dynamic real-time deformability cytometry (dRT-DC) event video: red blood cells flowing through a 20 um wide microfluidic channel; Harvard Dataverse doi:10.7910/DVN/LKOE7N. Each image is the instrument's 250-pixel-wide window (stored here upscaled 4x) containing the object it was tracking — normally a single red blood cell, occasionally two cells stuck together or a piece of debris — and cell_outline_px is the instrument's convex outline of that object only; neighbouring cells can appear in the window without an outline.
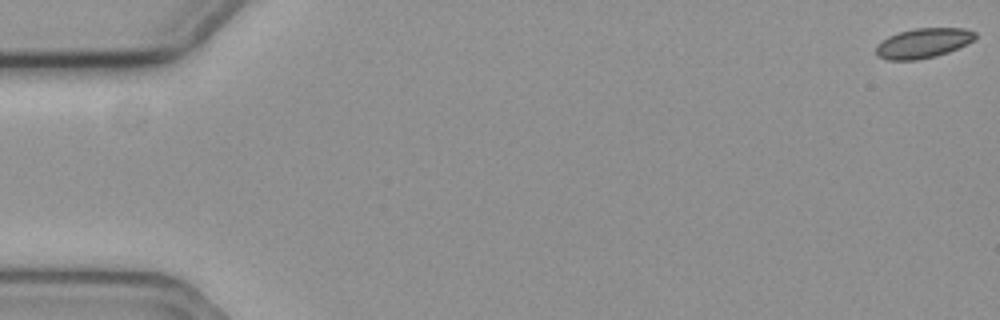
{"species": "common noctule bat (a hibernating species)", "species_latin": "Nyctalus noctula", "temperature_condition": "cold", "stored_images_in_passage": 20, "camera_frame_rate_fps": 3000, "um_per_image_px": 0.085, "animal": {"sex": "female", "body_mass_g": 19.3, "forearm_length_mm": 54.1}, "frame": {"image": 1, "passage_image": 1, "time_ms": 0.0, "image_size_px": [1000, 320], "cell_outline_px": [[976, 36], [968, 44], [948, 52], [936, 56], [916, 60], [888, 60], [876, 56], [876, 44], [888, 36], [900, 32], [916, 28], [964, 28], [976, 32]], "centroid_in_image_um": [78.45, 3.67], "position_along_channel_um": 6.5, "area_um2": 17.28}}
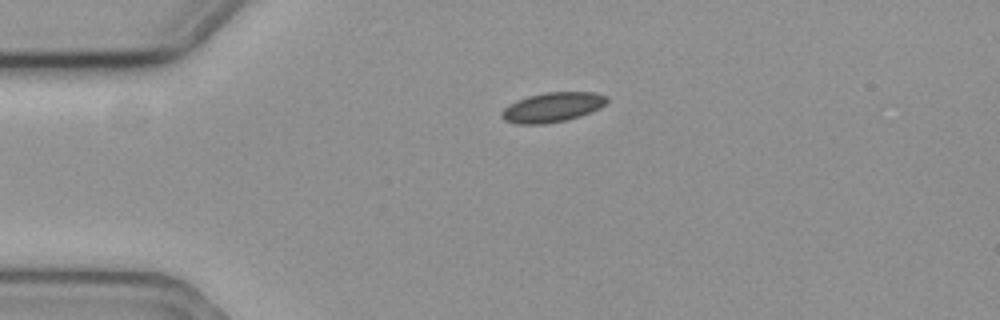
{"frame": {"image": 2, "passage_image": 14, "time_ms": 4.333, "image_size_px": [1000, 320], "cell_outline_px": [[608, 100], [600, 108], [580, 116], [568, 120], [544, 124], [516, 124], [504, 120], [500, 116], [500, 112], [508, 104], [516, 100], [528, 96], [544, 92], [596, 92], [608, 96]], "centroid_in_image_um": [46.93, 9.11], "position_along_channel_um": 38.1, "area_um2": 18.44}}